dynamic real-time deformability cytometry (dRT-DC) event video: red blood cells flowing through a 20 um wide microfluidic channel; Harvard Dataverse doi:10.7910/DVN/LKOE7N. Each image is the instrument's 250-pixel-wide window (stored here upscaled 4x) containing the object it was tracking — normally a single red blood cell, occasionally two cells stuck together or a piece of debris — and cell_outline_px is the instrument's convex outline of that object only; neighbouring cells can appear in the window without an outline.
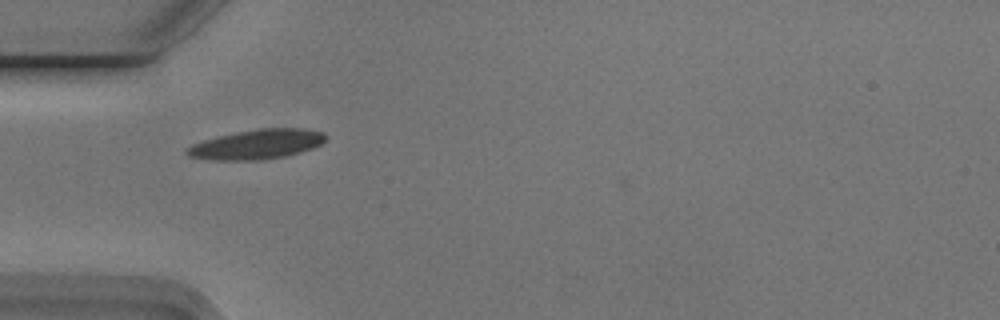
{"species": "Egyptian fruit bat (a non-hibernating species)", "species_latin": "Rousettus aegyptiacus", "temperature_condition": "cold", "stored_images_in_passage": 38, "camera_frame_rate_fps": 3000, "um_per_image_px": 0.085, "animal": {"sex": "male"}, "frame": {"image": 1, "passage_image": 1, "time_ms": 0.0, "image_size_px": [1000, 320], "cell_outline_px": [[324, 140], [320, 144], [312, 148], [300, 152], [284, 156], [256, 160], [216, 160], [188, 156], [184, 152], [184, 148], [192, 144], [204, 140], [236, 132], [260, 128], [304, 128], [324, 132]], "centroid_in_image_um": [21.8, 12.26], "position_along_channel_um": 63.2, "area_um2": 23.76}}
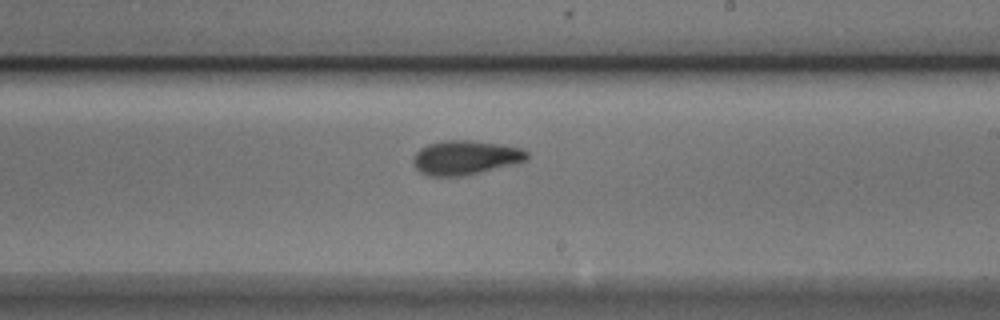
{"frame": {"image": 2, "passage_image": 16, "time_ms": 5.0, "image_size_px": [1000, 320], "cell_outline_px": [[528, 160], [464, 176], [428, 176], [420, 172], [412, 164], [412, 156], [420, 148], [428, 144], [444, 140], [468, 140], [500, 144], [520, 148], [528, 152]], "centroid_in_image_um": [39.51, 13.39], "position_along_channel_um": 249.5, "area_um2": 22.72}}
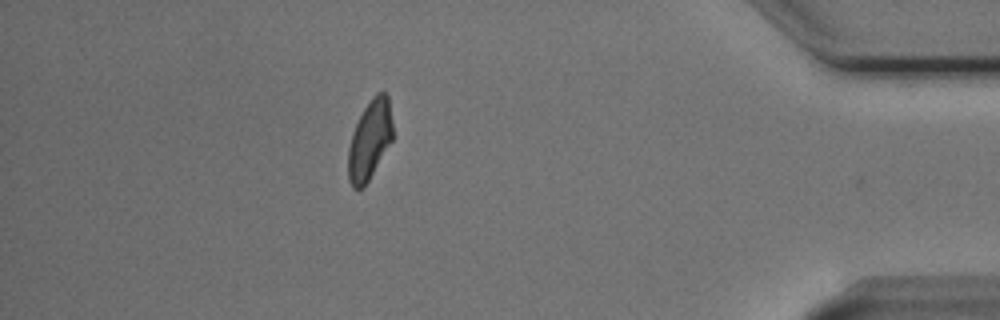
{"frame": {"image": 3, "passage_image": 32, "time_ms": 10.333, "image_size_px": [1000, 320], "cell_outline_px": [[392, 140], [364, 188], [352, 188], [348, 180], [348, 148], [352, 132], [364, 108], [372, 96], [376, 92], [384, 92], [388, 96], [392, 120]], "centroid_in_image_um": [31.41, 11.9], "position_along_channel_um": 403.8, "area_um2": 20.58}, "authors_computed_cell_mechanics": {"area_um2": 21.7328, "velocity_mm_per_s": 3.7602, "shape_relaxation_time_tau1_ms": 3.645, "shape_relaxation_time_tau2_ms": 3.5918, "deformation_change_tau1": 0.1423, "deformation_change_tau2": 0.1044}}